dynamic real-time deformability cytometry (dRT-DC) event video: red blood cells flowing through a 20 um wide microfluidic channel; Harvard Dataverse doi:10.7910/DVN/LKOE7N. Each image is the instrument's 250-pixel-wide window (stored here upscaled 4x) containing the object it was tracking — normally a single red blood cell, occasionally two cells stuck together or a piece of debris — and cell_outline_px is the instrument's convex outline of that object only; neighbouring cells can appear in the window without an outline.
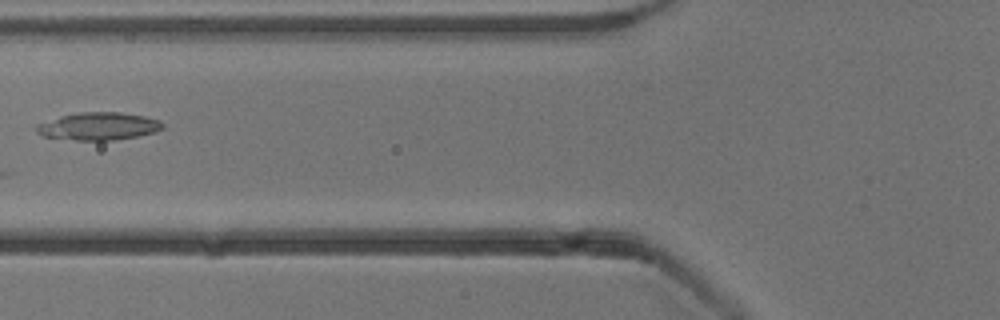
{"species": "common noctule bat (a hibernating species)", "species_latin": "Nyctalus noctula", "temperature_condition": "cold", "stored_images_in_passage": 7, "camera_frame_rate_fps": 3000, "um_per_image_px": 0.085, "animal": {"sex": "male", "body_mass_g": 13.3}, "frame": {"image": 1, "passage_image": 5, "time_ms": 4.667, "image_size_px": [1000, 320], "cell_outline_px": [[164, 128], [152, 132], [136, 136], [112, 140], [76, 140], [44, 136], [36, 132], [36, 124], [60, 116], [76, 112], [120, 112], [144, 116], [160, 120], [164, 124]], "centroid_in_image_um": [8.36, 10.72], "position_along_channel_um": 117.4, "area_um2": 20.23}}
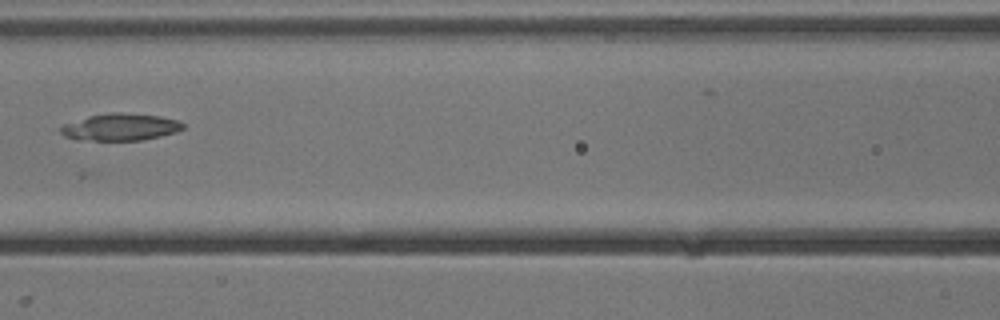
{"frame": {"image": 2, "passage_image": 6, "time_ms": 5.667, "image_size_px": [1000, 320], "cell_outline_px": [[184, 128], [176, 132], [160, 136], [140, 140], [76, 140], [64, 136], [60, 132], [60, 128], [64, 124], [88, 116], [112, 112], [120, 112], [160, 116], [180, 120], [184, 124]], "centroid_in_image_um": [10.24, 10.8], "position_along_channel_um": 156.4, "area_um2": 19.31}}